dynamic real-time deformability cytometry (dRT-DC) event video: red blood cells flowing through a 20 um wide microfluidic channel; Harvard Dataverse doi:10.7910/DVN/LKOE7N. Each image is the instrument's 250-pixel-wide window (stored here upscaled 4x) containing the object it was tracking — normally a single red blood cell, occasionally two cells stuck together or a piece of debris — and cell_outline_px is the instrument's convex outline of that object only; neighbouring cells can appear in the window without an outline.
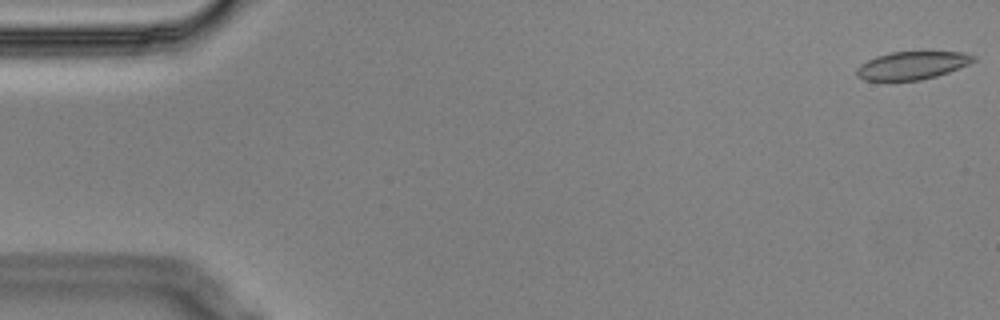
{"species": "Egyptian fruit bat (a non-hibernating species)", "species_latin": "Rousettus aegyptiacus", "temperature_condition": "cold", "stored_images_in_passage": 7, "camera_frame_rate_fps": 3000, "um_per_image_px": 0.085, "animal": {"sex": "male"}, "frame": {"image": 1, "passage_image": 1, "time_ms": 0.0, "image_size_px": [1000, 320], "cell_outline_px": [[976, 60], [968, 64], [948, 72], [936, 76], [920, 80], [864, 80], [856, 72], [856, 68], [860, 64], [876, 56], [892, 52], [964, 52], [976, 56]], "centroid_in_image_um": [77.54, 5.55], "position_along_channel_um": 7.5, "area_um2": 18.79}}
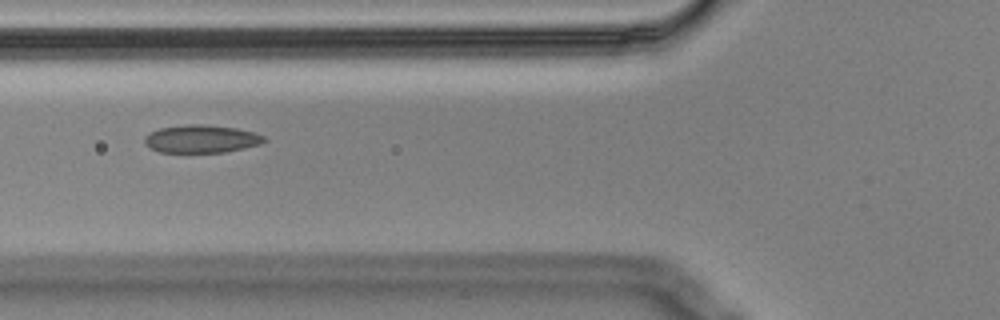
{"frame": {"image": 2, "passage_image": 6, "time_ms": 1.667, "image_size_px": [1000, 320], "cell_outline_px": [[268, 140], [260, 144], [244, 148], [224, 152], [160, 152], [148, 148], [144, 144], [144, 136], [148, 132], [160, 128], [188, 124], [200, 124], [236, 128], [252, 132], [264, 136]], "centroid_in_image_um": [17.07, 11.81], "position_along_channel_um": 108.7, "area_um2": 19.48}}